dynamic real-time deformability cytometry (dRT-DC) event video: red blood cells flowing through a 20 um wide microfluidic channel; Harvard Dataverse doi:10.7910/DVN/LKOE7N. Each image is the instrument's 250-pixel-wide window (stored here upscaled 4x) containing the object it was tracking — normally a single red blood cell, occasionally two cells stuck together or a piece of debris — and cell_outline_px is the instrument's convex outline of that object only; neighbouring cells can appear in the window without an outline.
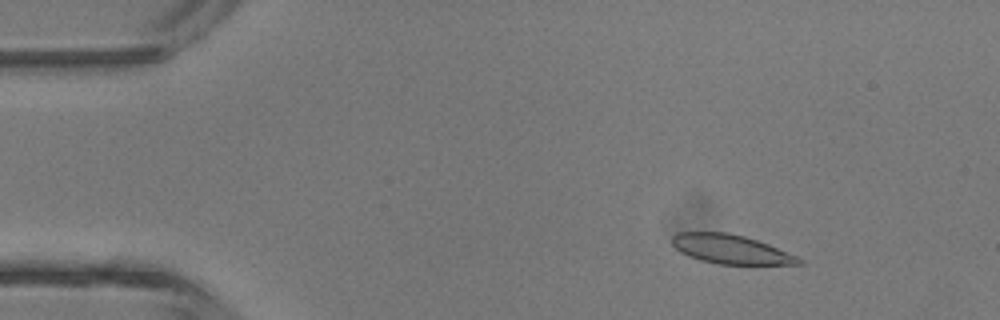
{"species": "common noctule bat (a hibernating species)", "species_latin": "Nyctalus noctula", "temperature_condition": "room temperature", "stored_images_in_passage": 4, "camera_frame_rate_fps": 3000, "um_per_image_px": 0.085, "animal": {"sex": "male", "body_mass_g": 13.3}, "frame": {"image": 1, "passage_image": 2, "time_ms": 1.333, "image_size_px": [1000, 320], "cell_outline_px": [[804, 264], [716, 264], [700, 260], [688, 256], [680, 252], [672, 244], [672, 236], [676, 232], [728, 232], [744, 236], [768, 244], [796, 256], [804, 260]], "centroid_in_image_um": [62.08, 21.18], "position_along_channel_um": 22.9, "area_um2": 21.44}}
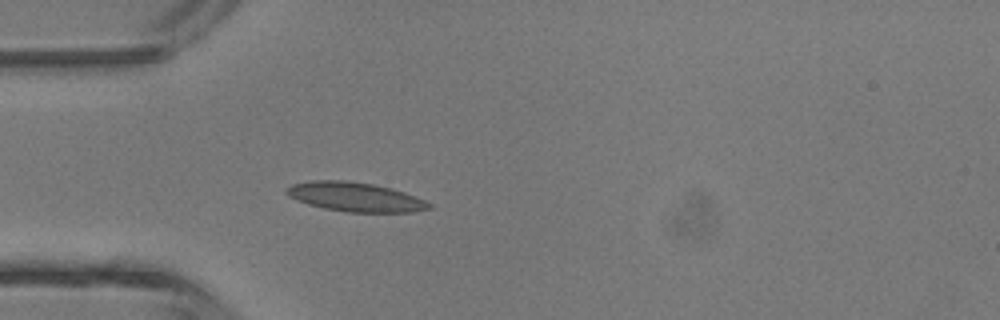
{"frame": {"image": 2, "passage_image": 4, "time_ms": 3.667, "image_size_px": [1000, 320], "cell_outline_px": [[432, 208], [412, 212], [348, 212], [324, 208], [308, 204], [296, 200], [288, 196], [284, 192], [284, 188], [292, 184], [312, 180], [344, 180], [372, 184], [404, 192], [424, 200], [432, 204]], "centroid_in_image_um": [30.14, 16.74], "position_along_channel_um": 54.9, "area_um2": 24.22}}